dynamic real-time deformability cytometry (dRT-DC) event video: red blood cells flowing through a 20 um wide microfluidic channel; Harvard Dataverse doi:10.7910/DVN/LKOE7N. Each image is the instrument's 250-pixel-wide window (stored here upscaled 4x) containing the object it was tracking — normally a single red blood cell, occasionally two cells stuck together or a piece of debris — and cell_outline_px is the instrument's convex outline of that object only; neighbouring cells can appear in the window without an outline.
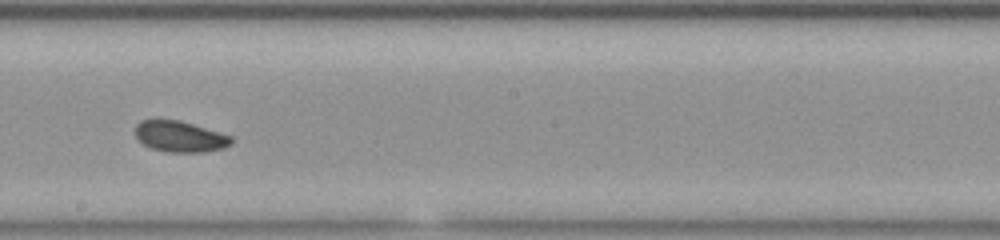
{"species": "common noctule bat (a hibernating species)", "species_latin": "Nyctalus noctula", "temperature_condition": "room temperature", "stored_images_in_passage": 33, "camera_frame_rate_fps": 3000, "um_per_image_px": 0.085, "animal": {"sex": "female", "body_mass_g": 23.0, "forearm_length_mm": 53.4}, "frame": {"image": 1, "passage_image": 15, "time_ms": 4.667, "image_size_px": [1000, 240], "cell_outline_px": [[232, 144], [224, 148], [204, 152], [168, 152], [152, 148], [144, 144], [136, 136], [136, 124], [140, 120], [156, 116], [160, 116], [180, 120], [232, 136]], "centroid_in_image_um": [15.26, 11.55], "position_along_channel_um": 232.9, "area_um2": 17.86}, "authors_computed_cell_mechanics": {"area_um2": 18.4382, "velocity_mm_per_s": 3.8617, "shape_relaxation_time_tau1_ms": null, "shape_relaxation_time_tau2_ms": 6.5545, "deformation_change_tau1": null, "deformation_change_tau2": 0.1302}}